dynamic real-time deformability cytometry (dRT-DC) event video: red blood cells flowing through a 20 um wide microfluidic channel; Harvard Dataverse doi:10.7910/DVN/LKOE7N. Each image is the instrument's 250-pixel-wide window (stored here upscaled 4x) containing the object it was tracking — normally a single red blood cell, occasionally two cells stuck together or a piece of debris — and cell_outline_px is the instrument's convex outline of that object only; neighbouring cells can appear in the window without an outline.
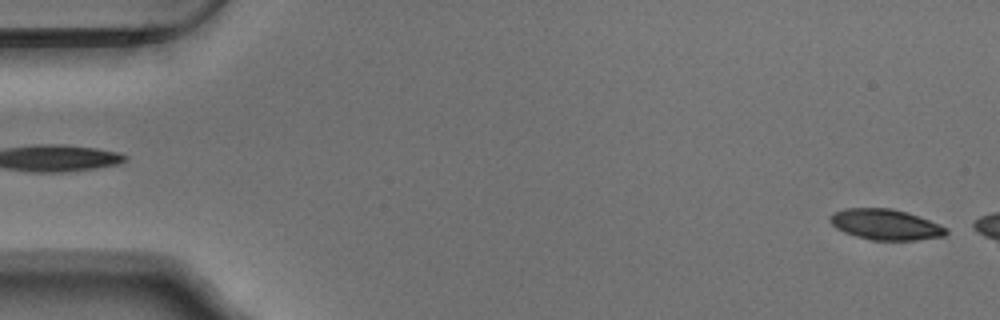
{"species": "Egyptian fruit bat (a non-hibernating species)", "species_latin": "Rousettus aegyptiacus", "temperature_condition": "warm", "stored_images_in_passage": 6, "camera_frame_rate_fps": 3000, "um_per_image_px": 0.085, "animal": {"sex": "male"}, "frame": {"image": 1, "passage_image": 1, "time_ms": 0.0, "image_size_px": [1000, 320], "cell_outline_px": [[948, 232], [944, 236], [916, 240], [872, 240], [856, 236], [844, 232], [836, 228], [828, 220], [836, 212], [844, 208], [892, 208], [908, 212], [948, 228]], "centroid_in_image_um": [75.28, 19.08], "position_along_channel_um": 9.7, "area_um2": 20.63}}